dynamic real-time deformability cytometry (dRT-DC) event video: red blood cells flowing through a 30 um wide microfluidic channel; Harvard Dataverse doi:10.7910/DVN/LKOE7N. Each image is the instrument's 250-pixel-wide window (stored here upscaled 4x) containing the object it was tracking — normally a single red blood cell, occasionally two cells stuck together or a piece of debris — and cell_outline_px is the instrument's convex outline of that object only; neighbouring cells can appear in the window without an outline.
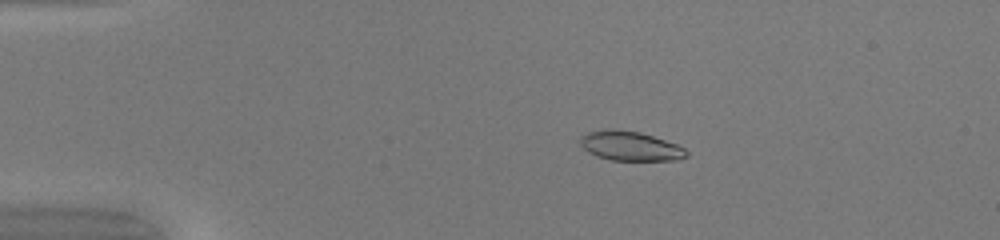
{"species": "common noctule bat (a hibernating species)", "species_latin": "Nyctalus noctula", "temperature_condition": "warm", "stored_images_in_passage": 51, "camera_frame_rate_fps": 3000, "um_per_image_px": 0.085, "animal": {"sex": "female", "body_mass_g": 20.0, "forearm_length_mm": 54.0}, "frame": {"image": 1, "passage_image": 11, "time_ms": 3.333, "image_size_px": [1000, 240], "cell_outline_px": [[688, 156], [680, 160], [612, 160], [596, 156], [588, 152], [580, 144], [580, 136], [588, 132], [604, 128], [612, 128], [640, 132], [676, 144], [684, 148], [688, 152]], "centroid_in_image_um": [53.55, 12.4], "position_along_channel_um": 31.5, "area_um2": 18.32}}
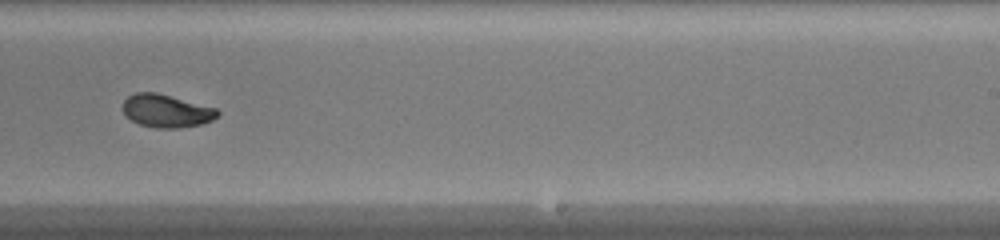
{"frame": {"image": 2, "passage_image": 33, "time_ms": 10.667, "image_size_px": [1000, 240], "cell_outline_px": [[220, 112], [212, 120], [200, 124], [176, 128], [156, 128], [140, 124], [132, 120], [124, 112], [124, 100], [128, 96], [136, 92], [156, 92], [216, 108]], "centroid_in_image_um": [14.14, 9.42], "position_along_channel_um": 274.9, "area_um2": 17.86}}
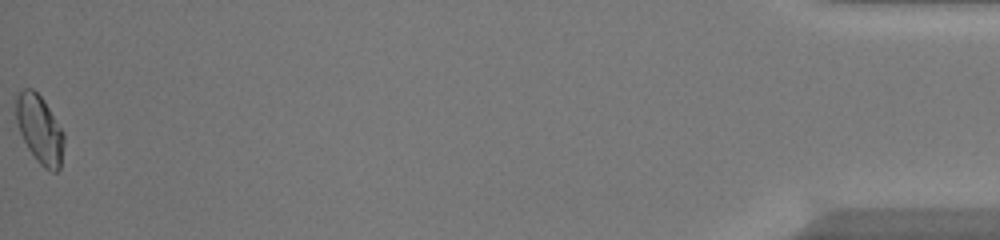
{"frame": {"image": 3, "passage_image": 51, "time_ms": 16.667, "image_size_px": [1000, 240], "cell_outline_px": [[64, 144], [60, 168], [56, 172], [52, 172], [44, 168], [36, 160], [28, 148], [20, 132], [16, 120], [12, 100], [24, 88], [32, 88], [44, 100], [64, 132]], "centroid_in_image_um": [3.35, 10.97], "position_along_channel_um": 431.9, "area_um2": 19.36}, "authors_computed_cell_mechanics": {"area_um2": 18.3804, "velocity_mm_per_s": 4.201, "shape_relaxation_time_tau1_ms": 10.6421, "shape_relaxation_time_tau2_ms": 1.5401, "deformation_change_tau1": 0.2851, "deformation_change_tau2": 0.0493}}